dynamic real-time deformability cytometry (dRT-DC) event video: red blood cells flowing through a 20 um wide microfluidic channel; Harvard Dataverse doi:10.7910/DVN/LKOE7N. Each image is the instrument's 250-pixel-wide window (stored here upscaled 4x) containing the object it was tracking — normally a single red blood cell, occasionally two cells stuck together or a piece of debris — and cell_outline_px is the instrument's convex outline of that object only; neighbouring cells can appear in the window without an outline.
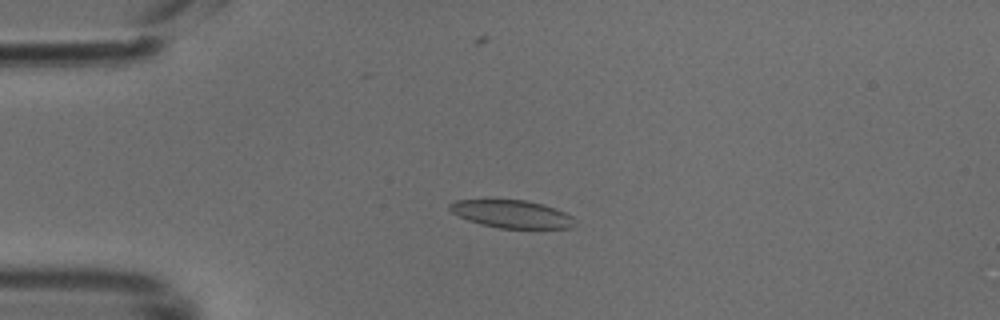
{"species": "common noctule bat (a hibernating species)", "species_latin": "Nyctalus noctula", "temperature_condition": "cold", "stored_images_in_passage": 48, "camera_frame_rate_fps": 3000, "um_per_image_px": 0.085, "animal": {"sex": "male", "body_mass_g": 18.8}, "frame": {"image": 1, "passage_image": 10, "time_ms": 3.0, "image_size_px": [1000, 320], "cell_outline_px": [[576, 220], [572, 228], [500, 228], [480, 224], [468, 220], [452, 212], [448, 208], [448, 204], [456, 200], [524, 200], [544, 204], [556, 208], [572, 216]], "centroid_in_image_um": [43.52, 18.19], "position_along_channel_um": 41.5, "area_um2": 20.23}}
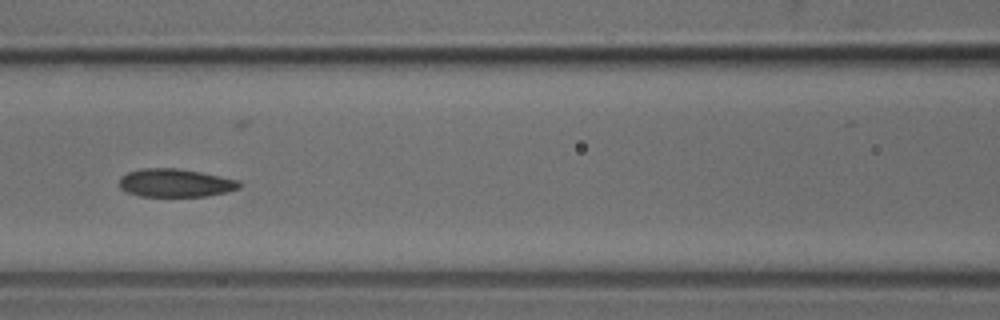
{"frame": {"image": 2, "passage_image": 20, "time_ms": 6.333, "image_size_px": [1000, 320], "cell_outline_px": [[244, 184], [240, 188], [228, 192], [208, 196], [140, 196], [128, 192], [120, 188], [120, 176], [128, 172], [144, 168], [176, 168], [200, 172], [240, 180]], "centroid_in_image_um": [14.96, 15.55], "position_along_channel_um": 151.6, "area_um2": 19.83}}
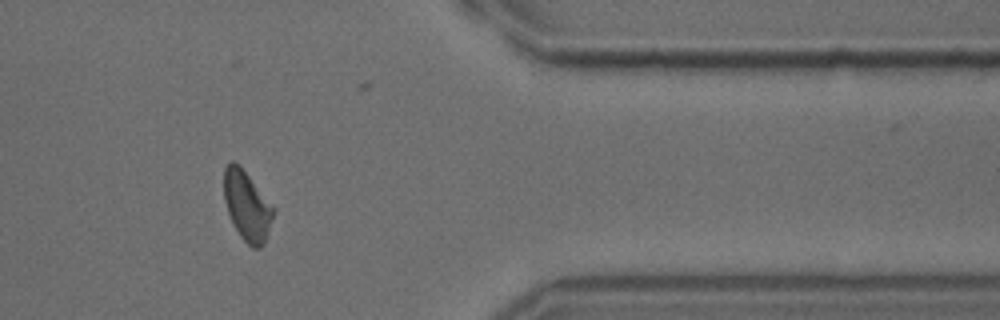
{"frame": {"image": 3, "passage_image": 39, "time_ms": 12.667, "image_size_px": [1000, 320], "cell_outline_px": [[276, 208], [264, 244], [260, 248], [252, 248], [240, 236], [228, 212], [224, 200], [224, 168], [232, 160], [248, 176]], "centroid_in_image_um": [21.01, 17.53], "position_along_channel_um": 390.4, "area_um2": 19.65}}